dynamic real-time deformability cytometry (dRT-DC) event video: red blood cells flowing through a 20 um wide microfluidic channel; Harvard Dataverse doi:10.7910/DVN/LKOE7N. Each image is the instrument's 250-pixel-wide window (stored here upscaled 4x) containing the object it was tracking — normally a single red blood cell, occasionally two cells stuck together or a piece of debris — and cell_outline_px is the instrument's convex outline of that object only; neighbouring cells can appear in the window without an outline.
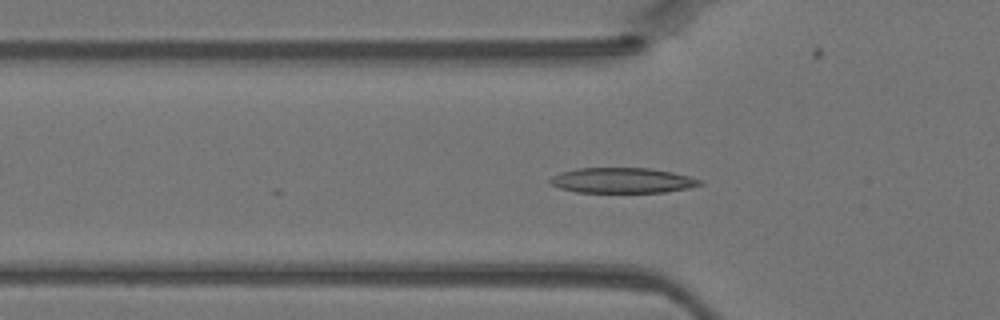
{"species": "Egyptian fruit bat (a non-hibernating species)", "species_latin": "Rousettus aegyptiacus", "temperature_condition": "warm", "stored_images_in_passage": 26, "camera_frame_rate_fps": 3000, "um_per_image_px": 0.085, "animal": {"sex": "female"}, "frame": {"image": 1, "passage_image": 14, "time_ms": 4.333, "image_size_px": [1000, 320], "cell_outline_px": [[704, 184], [688, 188], [664, 192], [576, 192], [560, 188], [548, 184], [548, 180], [552, 176], [560, 172], [576, 168], [648, 168], [672, 172], [704, 180]], "centroid_in_image_um": [52.87, 15.33], "position_along_channel_um": 72.9, "area_um2": 22.2}}
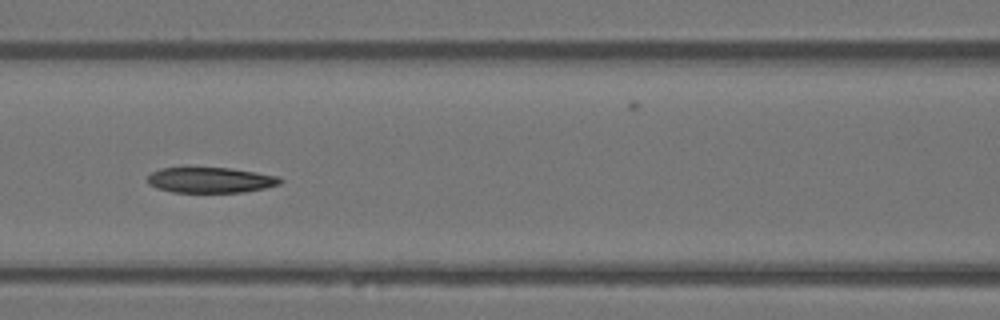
{"frame": {"image": 2, "passage_image": 19, "time_ms": 6.0, "image_size_px": [1000, 320], "cell_outline_px": [[284, 180], [280, 184], [264, 188], [244, 192], [172, 192], [156, 188], [148, 184], [148, 176], [152, 172], [160, 168], [228, 168], [256, 172], [280, 176]], "centroid_in_image_um": [17.91, 15.31], "position_along_channel_um": 148.7, "area_um2": 19.71}}
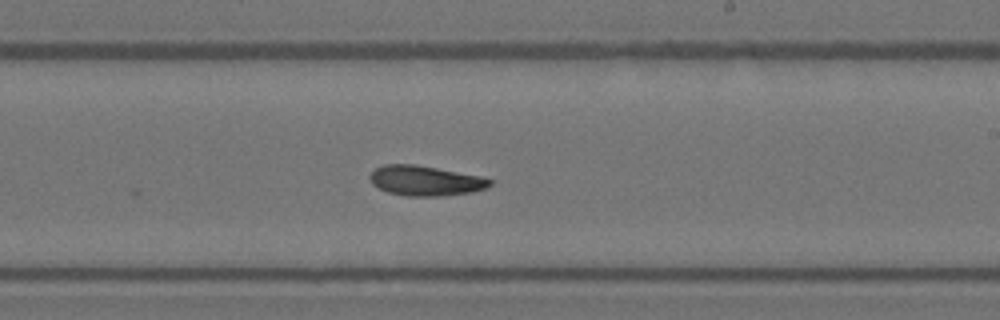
{"frame": {"image": 3, "passage_image": 26, "time_ms": 8.333, "image_size_px": [1000, 320], "cell_outline_px": [[492, 184], [484, 188], [472, 192], [436, 196], [408, 196], [388, 192], [372, 184], [368, 176], [376, 168], [384, 164], [412, 164], [436, 168], [480, 176], [492, 180]], "centroid_in_image_um": [36.12, 15.36], "position_along_channel_um": 252.9, "area_um2": 20.69}}